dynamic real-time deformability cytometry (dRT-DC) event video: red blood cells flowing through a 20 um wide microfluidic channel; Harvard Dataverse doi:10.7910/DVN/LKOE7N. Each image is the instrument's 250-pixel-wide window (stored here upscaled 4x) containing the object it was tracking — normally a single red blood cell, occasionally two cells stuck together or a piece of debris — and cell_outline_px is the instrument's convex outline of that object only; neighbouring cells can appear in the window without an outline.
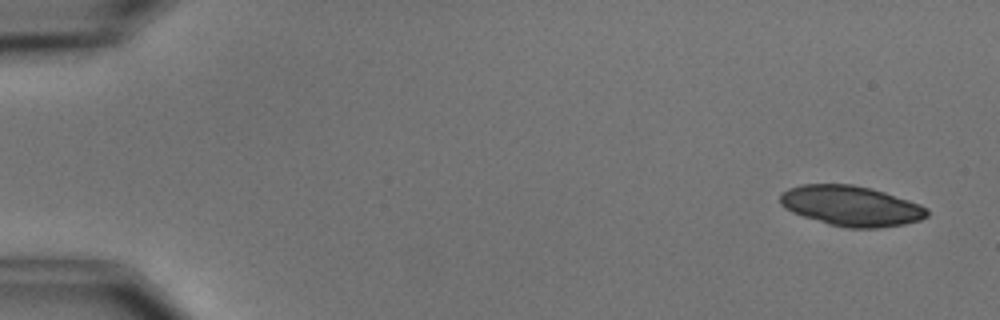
{"species": "common noctule bat (a hibernating species)", "species_latin": "Nyctalus noctula", "temperature_condition": "cold", "stored_images_in_passage": 6, "camera_frame_rate_fps": 3000, "um_per_image_px": 0.085, "animal": {"sex": "male", "body_mass_g": 15.6}, "frame": {"image": 1, "passage_image": 1, "time_ms": 0.0, "image_size_px": [1000, 320], "cell_outline_px": [[928, 216], [920, 220], [904, 224], [880, 228], [848, 228], [828, 224], [792, 212], [784, 208], [780, 204], [780, 192], [788, 188], [804, 184], [852, 184], [872, 188], [920, 204], [928, 208]], "centroid_in_image_um": [72.34, 17.5], "position_along_channel_um": 12.7, "area_um2": 34.56}}